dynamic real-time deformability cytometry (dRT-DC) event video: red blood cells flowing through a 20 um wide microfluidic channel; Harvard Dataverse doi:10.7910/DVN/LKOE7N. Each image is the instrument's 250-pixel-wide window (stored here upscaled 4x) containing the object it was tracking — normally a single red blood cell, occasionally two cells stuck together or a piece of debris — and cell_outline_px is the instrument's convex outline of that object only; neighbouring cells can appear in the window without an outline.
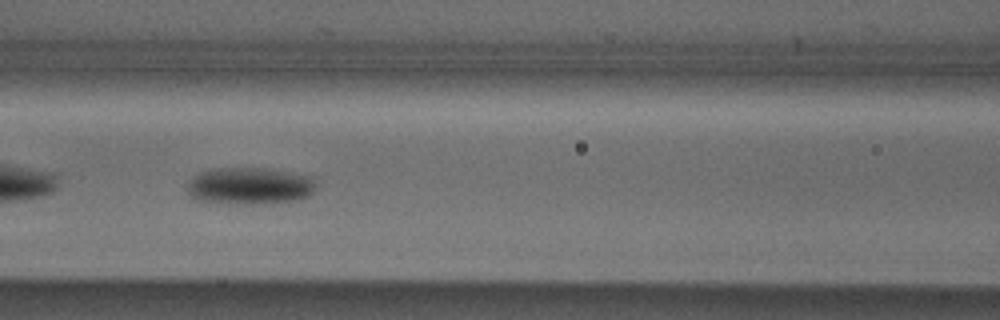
{"species": "Egyptian fruit bat (a non-hibernating species)", "species_latin": "Rousettus aegyptiacus", "temperature_condition": "cold", "stored_images_in_passage": 38, "camera_frame_rate_fps": 3000, "um_per_image_px": 0.085, "animal": {"sex": "male"}, "frame": {"image": 1, "passage_image": 7, "time_ms": 2.0, "image_size_px": [1000, 320], "cell_outline_px": [[316, 184], [312, 192], [308, 196], [296, 200], [244, 204], [196, 200], [188, 192], [188, 184], [200, 172], [216, 168], [264, 168], [312, 176]], "centroid_in_image_um": [21.24, 15.79], "position_along_channel_um": 145.4, "area_um2": 27.28}}
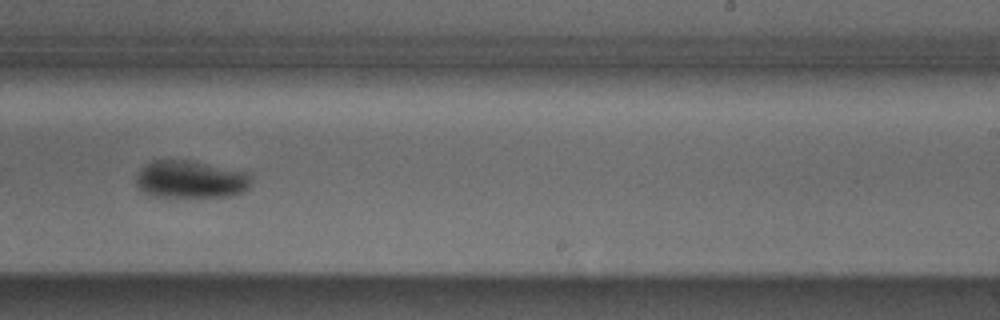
{"frame": {"image": 2, "passage_image": 17, "time_ms": 5.333, "image_size_px": [1000, 320], "cell_outline_px": [[252, 176], [248, 188], [244, 192], [228, 196], [152, 196], [144, 192], [136, 184], [136, 176], [140, 168], [152, 160], [188, 160], [248, 172]], "centroid_in_image_um": [16.2, 15.24], "position_along_channel_um": 272.8, "area_um2": 25.09}}
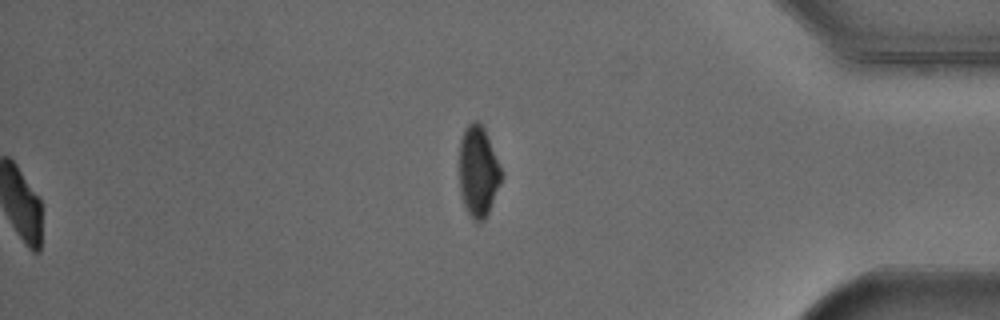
{"frame": {"image": 3, "passage_image": 38, "time_ms": 12.333, "image_size_px": [1000, 320], "cell_outline_px": [[504, 176], [488, 212], [484, 220], [472, 220], [464, 204], [460, 192], [460, 140], [468, 124], [472, 120], [476, 120], [484, 128], [504, 172]], "centroid_in_image_um": [40.68, 14.56], "position_along_channel_um": 394.5, "area_um2": 22.25}, "authors_computed_cell_mechanics": {"area_um2": 24.3338, "velocity_mm_per_s": 3.8321, "shape_relaxation_time_tau1_ms": 1.6819, "shape_relaxation_time_tau2_ms": null, "deformation_change_tau1": 0.1114, "deformation_change_tau2": null}}